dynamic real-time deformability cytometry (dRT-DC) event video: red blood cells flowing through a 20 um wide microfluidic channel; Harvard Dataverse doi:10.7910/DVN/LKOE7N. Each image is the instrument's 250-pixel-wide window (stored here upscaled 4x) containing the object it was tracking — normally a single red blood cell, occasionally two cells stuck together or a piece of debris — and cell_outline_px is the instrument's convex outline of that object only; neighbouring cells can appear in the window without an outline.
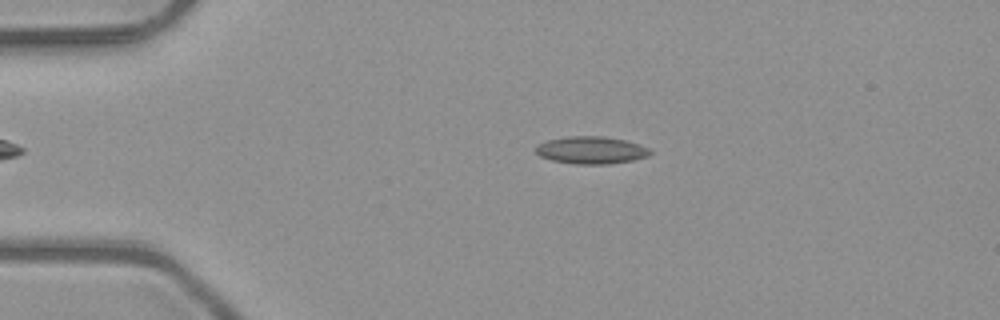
{"species": "common noctule bat (a hibernating species)", "species_latin": "Nyctalus noctula", "temperature_condition": "room temperature", "stored_images_in_passage": 5, "camera_frame_rate_fps": 3000, "um_per_image_px": 0.085, "animal": {"sex": "male", "body_mass_g": 23.1, "forearm_length_mm": 52.7}, "frame": {"image": 1, "passage_image": 3, "time_ms": 0.667, "image_size_px": [1000, 320], "cell_outline_px": [[652, 152], [648, 156], [632, 160], [608, 164], [576, 164], [552, 160], [540, 156], [532, 148], [536, 144], [548, 140], [568, 136], [604, 136], [624, 140], [648, 148]], "centroid_in_image_um": [50.19, 12.76], "position_along_channel_um": 34.8, "area_um2": 18.21}}
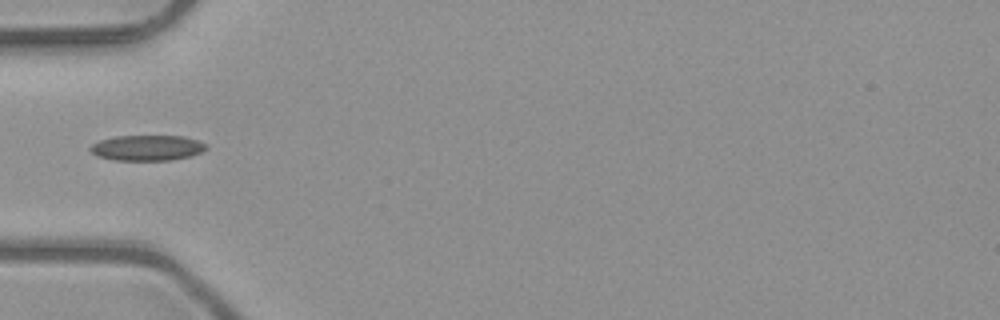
{"frame": {"image": 2, "passage_image": 4, "time_ms": 1.0, "image_size_px": [1000, 320], "cell_outline_px": [[208, 148], [192, 156], [168, 160], [116, 160], [96, 156], [88, 148], [92, 144], [100, 140], [116, 136], [184, 136], [208, 144]], "centroid_in_image_um": [12.51, 12.56], "position_along_channel_um": 72.5, "area_um2": 17.22}}
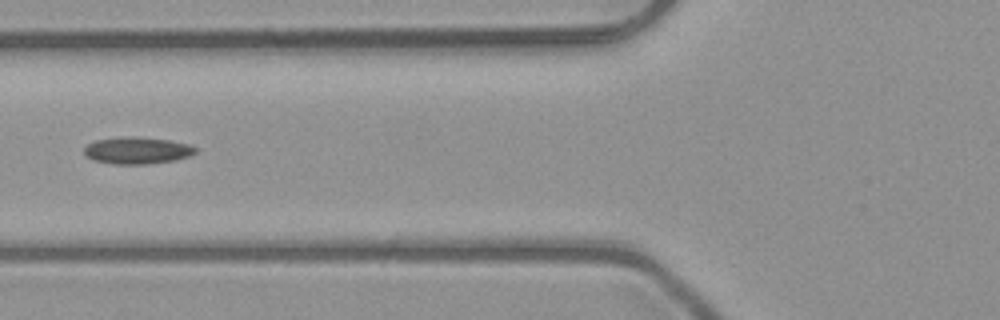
{"frame": {"image": 3, "passage_image": 5, "time_ms": 1.333, "image_size_px": [1000, 320], "cell_outline_px": [[196, 152], [188, 156], [176, 160], [148, 164], [112, 164], [92, 160], [84, 152], [84, 148], [88, 144], [96, 140], [120, 136], [136, 136], [168, 140], [188, 144], [196, 148]], "centroid_in_image_um": [11.64, 12.78], "position_along_channel_um": 114.2, "area_um2": 17.51}}